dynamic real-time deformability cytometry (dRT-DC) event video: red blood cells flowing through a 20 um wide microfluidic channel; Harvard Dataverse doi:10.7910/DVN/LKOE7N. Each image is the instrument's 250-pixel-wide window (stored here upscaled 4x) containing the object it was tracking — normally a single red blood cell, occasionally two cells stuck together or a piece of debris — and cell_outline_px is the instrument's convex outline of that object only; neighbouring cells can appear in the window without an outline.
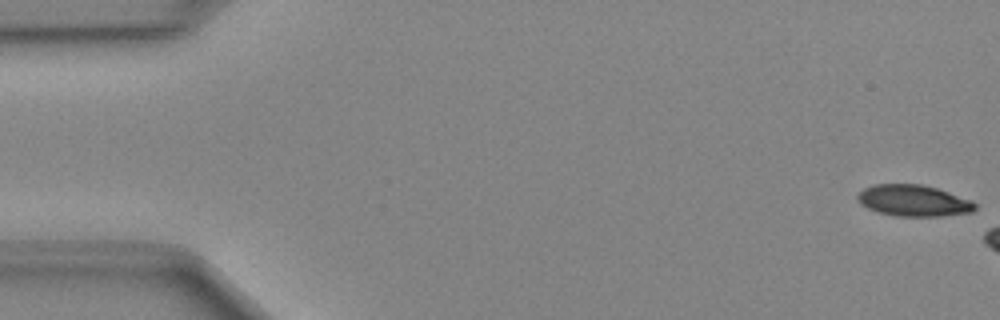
{"species": "Egyptian fruit bat (a non-hibernating species)", "species_latin": "Rousettus aegyptiacus", "temperature_condition": "cold", "stored_images_in_passage": 6, "camera_frame_rate_fps": 3000, "um_per_image_px": 0.085, "animal": {"sex": "female"}, "frame": {"image": 1, "passage_image": 1, "time_ms": 0.0, "image_size_px": [1000, 320], "cell_outline_px": [[976, 208], [972, 212], [940, 216], [896, 216], [880, 212], [868, 208], [860, 204], [856, 196], [864, 188], [876, 184], [924, 184], [972, 200], [976, 204]], "centroid_in_image_um": [77.66, 17.05], "position_along_channel_um": 7.3, "area_um2": 21.39}}